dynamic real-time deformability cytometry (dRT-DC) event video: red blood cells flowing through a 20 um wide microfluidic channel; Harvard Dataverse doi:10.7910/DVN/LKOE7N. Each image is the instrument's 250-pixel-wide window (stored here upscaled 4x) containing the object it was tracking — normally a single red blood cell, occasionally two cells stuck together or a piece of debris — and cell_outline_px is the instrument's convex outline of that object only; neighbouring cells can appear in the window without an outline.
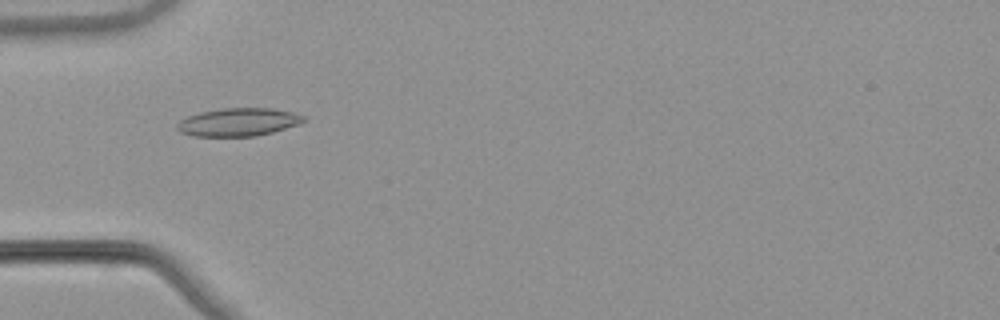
{"species": "common noctule bat (a hibernating species)", "species_latin": "Nyctalus noctula", "temperature_condition": "warm", "stored_images_in_passage": 54, "camera_frame_rate_fps": 3000, "um_per_image_px": 0.085, "animal": {"sex": "male", "body_mass_g": 21.5, "forearm_length_mm": 52.0}, "frame": {"image": 1, "passage_image": 18, "time_ms": 5.667, "image_size_px": [1000, 320], "cell_outline_px": [[308, 120], [300, 124], [272, 132], [256, 136], [192, 136], [180, 132], [176, 128], [176, 124], [180, 120], [188, 116], [200, 112], [220, 108], [272, 108], [292, 112], [304, 116]], "centroid_in_image_um": [20.26, 10.37], "position_along_channel_um": 64.7, "area_um2": 20.81}}
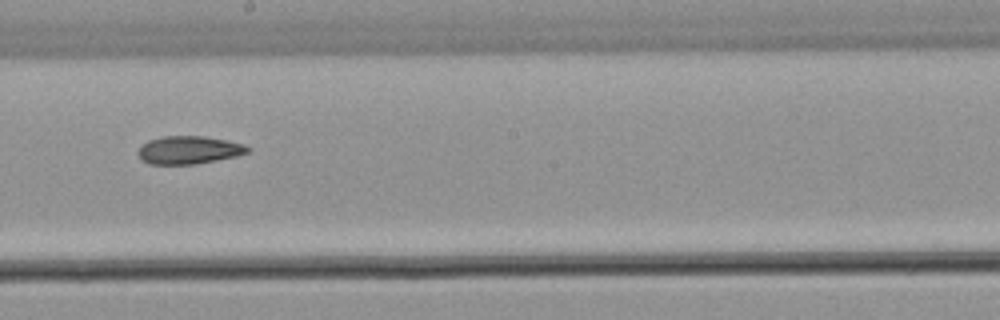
{"frame": {"image": 2, "passage_image": 31, "time_ms": 10.0, "image_size_px": [1000, 320], "cell_outline_px": [[252, 152], [236, 156], [196, 164], [148, 164], [140, 160], [136, 152], [148, 140], [160, 136], [204, 136], [244, 144], [252, 148]], "centroid_in_image_um": [16.05, 12.75], "position_along_channel_um": 232.1, "area_um2": 18.03}}
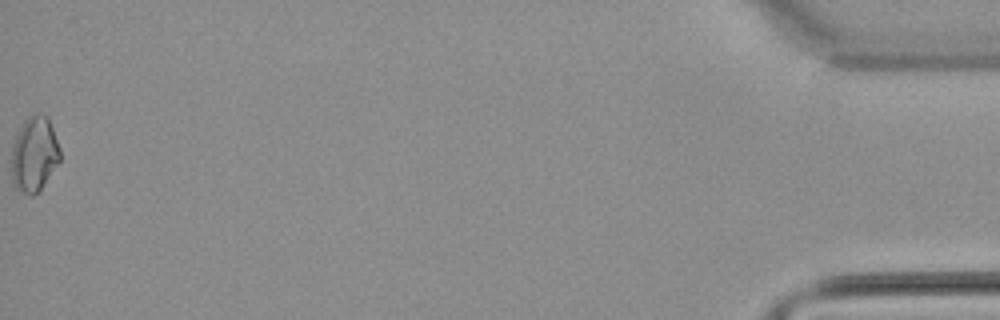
{"frame": {"image": 3, "passage_image": 54, "time_ms": 17.667, "image_size_px": [1000, 320], "cell_outline_px": [[60, 160], [40, 188], [32, 196], [16, 188], [12, 184], [12, 144], [24, 120], [28, 116], [40, 112], [48, 116], [60, 148]], "centroid_in_image_um": [2.91, 13.06], "position_along_channel_um": 432.3, "area_um2": 21.04}, "authors_computed_cell_mechanics": {"area_um2": 18.5249, "velocity_mm_per_s": 3.9048, "shape_relaxation_time_tau1_ms": null, "shape_relaxation_time_tau2_ms": 9.7673, "deformation_change_tau1": null, "deformation_change_tau2": 0.1568}}